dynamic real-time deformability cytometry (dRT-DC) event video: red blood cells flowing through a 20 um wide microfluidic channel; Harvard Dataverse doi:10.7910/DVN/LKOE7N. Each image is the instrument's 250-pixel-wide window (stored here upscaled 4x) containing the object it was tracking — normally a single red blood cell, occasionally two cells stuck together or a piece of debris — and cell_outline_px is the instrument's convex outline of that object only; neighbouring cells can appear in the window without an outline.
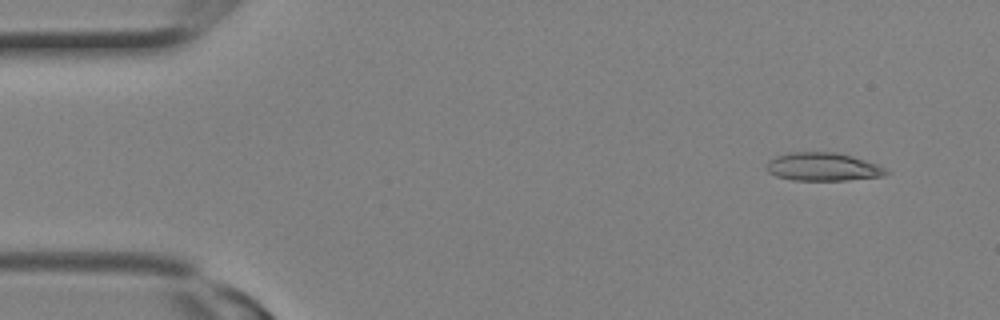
{"species": "Egyptian fruit bat (a non-hibernating species)", "species_latin": "Rousettus aegyptiacus", "temperature_condition": "room temperature", "stored_images_in_passage": 3, "segment_of_instrument_passage": [1, 2], "camera_frame_rate_fps": 3000, "um_per_image_px": 0.085, "animal": {"sex": "female"}, "frame": {"image": 1, "passage_image": 1, "time_ms": 0.0, "image_size_px": [1000, 320], "cell_outline_px": [[892, 172], [884, 176], [848, 180], [792, 180], [776, 176], [768, 172], [764, 168], [768, 160], [776, 156], [788, 152], [836, 152], [852, 156], [876, 164]], "centroid_in_image_um": [69.92, 14.18], "position_along_channel_um": 15.1, "area_um2": 19.83}}